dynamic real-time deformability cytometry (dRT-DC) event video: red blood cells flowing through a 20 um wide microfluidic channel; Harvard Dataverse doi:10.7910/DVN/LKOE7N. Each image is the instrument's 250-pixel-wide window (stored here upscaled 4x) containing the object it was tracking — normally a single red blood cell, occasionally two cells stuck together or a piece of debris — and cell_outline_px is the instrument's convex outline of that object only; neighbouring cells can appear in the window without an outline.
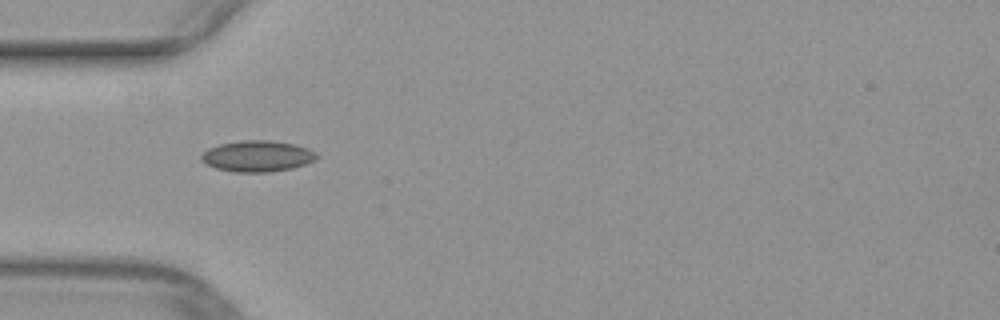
{"species": "common noctule bat (a hibernating species)", "species_latin": "Nyctalus noctula", "temperature_condition": "warm", "stored_images_in_passage": 36, "camera_frame_rate_fps": 3000, "um_per_image_px": 0.085, "animal": {"sex": "female", "body_mass_g": 29.2, "forearm_length_mm": 56.3}, "frame": {"image": 1, "passage_image": 1, "time_ms": 0.0, "image_size_px": [1000, 320], "cell_outline_px": [[320, 156], [316, 160], [292, 168], [272, 172], [236, 172], [216, 168], [204, 164], [200, 160], [200, 156], [208, 148], [220, 144], [240, 140], [272, 140], [296, 144], [308, 148], [316, 152]], "centroid_in_image_um": [21.89, 13.27], "position_along_channel_um": 63.1, "area_um2": 21.21}}
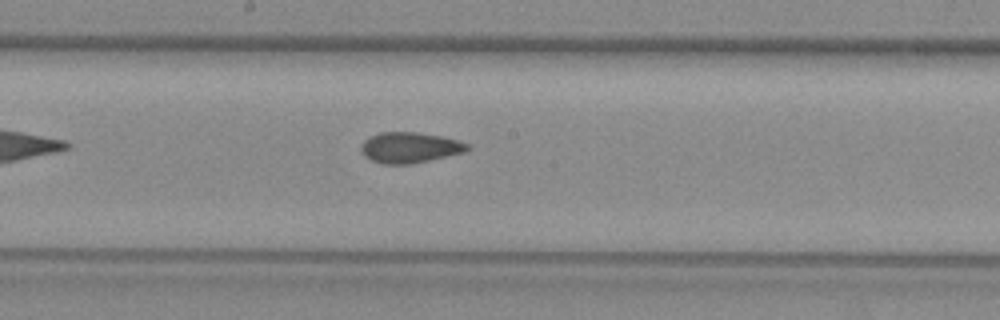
{"frame": {"image": 2, "passage_image": 12, "time_ms": 3.667, "image_size_px": [1000, 320], "cell_outline_px": [[472, 148], [464, 152], [412, 164], [384, 164], [372, 160], [364, 156], [360, 148], [364, 140], [380, 132], [416, 132], [440, 136], [456, 140], [468, 144]], "centroid_in_image_um": [34.82, 12.54], "position_along_channel_um": 213.4, "area_um2": 18.84}}
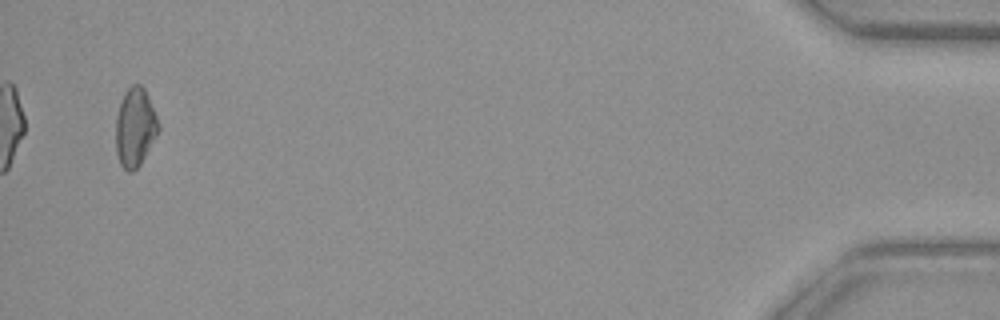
{"frame": {"image": 3, "passage_image": 34, "time_ms": 11.0, "image_size_px": [1000, 320], "cell_outline_px": [[160, 128], [140, 164], [132, 172], [128, 172], [120, 164], [116, 152], [116, 116], [124, 92], [132, 84], [140, 84], [144, 88], [148, 96], [160, 124]], "centroid_in_image_um": [11.48, 10.81], "position_along_channel_um": 423.7, "area_um2": 19.42}}